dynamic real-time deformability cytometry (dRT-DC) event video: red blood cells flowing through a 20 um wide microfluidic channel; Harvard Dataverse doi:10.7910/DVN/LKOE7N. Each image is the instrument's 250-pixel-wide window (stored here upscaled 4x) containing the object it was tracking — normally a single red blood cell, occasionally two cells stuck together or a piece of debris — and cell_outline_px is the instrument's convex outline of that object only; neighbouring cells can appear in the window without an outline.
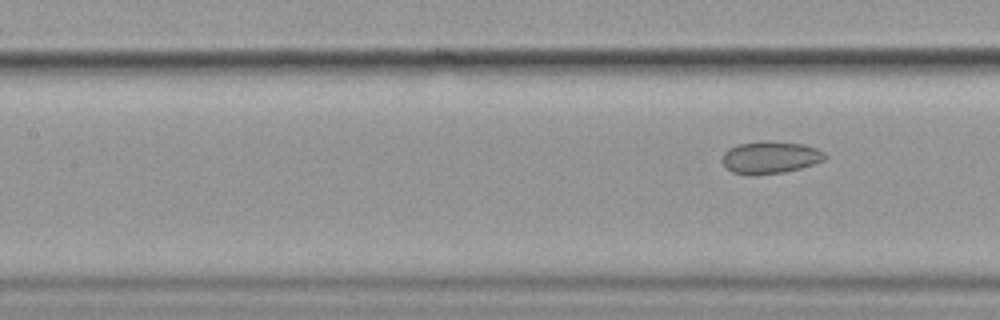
{"species": "common noctule bat (a hibernating species)", "species_latin": "Nyctalus noctula", "temperature_condition": "cold", "stored_images_in_passage": 8, "segment_of_instrument_passage": [2, 2], "camera_frame_rate_fps": 3000, "um_per_image_px": 0.085, "animal": {"sex": "female", "body_mass_g": 19.9}, "frame": {"image": 1, "passage_image": 8, "time_ms": 9.0, "image_size_px": [1000, 320], "cell_outline_px": [[828, 156], [824, 160], [800, 168], [784, 172], [756, 176], [732, 172], [724, 168], [720, 160], [724, 152], [728, 148], [736, 144], [760, 140], [772, 140], [804, 144], [816, 148], [824, 152]], "centroid_in_image_um": [65.41, 13.37], "position_along_channel_um": 142.0, "area_um2": 19.94}}